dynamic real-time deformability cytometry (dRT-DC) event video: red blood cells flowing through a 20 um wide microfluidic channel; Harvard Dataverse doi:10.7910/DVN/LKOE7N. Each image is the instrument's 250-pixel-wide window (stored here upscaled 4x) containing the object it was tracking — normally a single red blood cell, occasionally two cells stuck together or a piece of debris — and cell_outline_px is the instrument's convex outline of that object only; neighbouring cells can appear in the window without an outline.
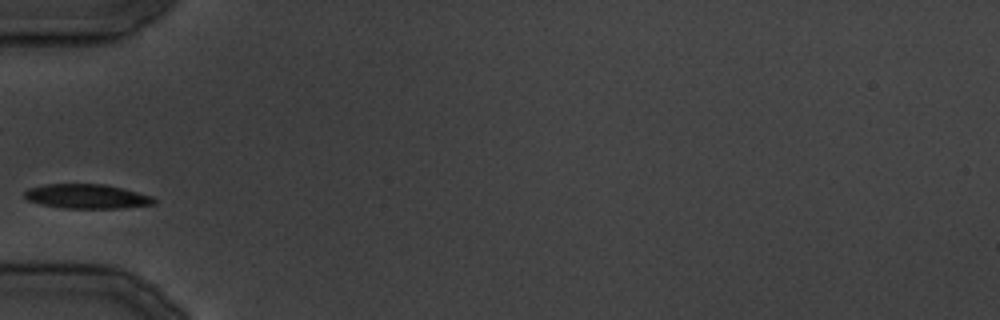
{"species": "common noctule bat (a hibernating species)", "species_latin": "Nyctalus noctula", "temperature_condition": "cold", "stored_images_in_passage": 2, "camera_frame_rate_fps": 3000, "um_per_image_px": 0.085, "animal": {"sex": "male", "body_mass_g": 19.5, "forearm_length_mm": 54.6}, "frame": {"image": 1, "passage_image": 1, "time_ms": 0.0, "image_size_px": [1000, 320], "cell_outline_px": [[156, 204], [120, 208], [64, 208], [40, 204], [28, 200], [24, 196], [24, 192], [28, 188], [44, 184], [104, 184], [152, 196], [156, 200]], "centroid_in_image_um": [7.36, 16.69], "position_along_channel_um": 77.6, "area_um2": 18.32}}